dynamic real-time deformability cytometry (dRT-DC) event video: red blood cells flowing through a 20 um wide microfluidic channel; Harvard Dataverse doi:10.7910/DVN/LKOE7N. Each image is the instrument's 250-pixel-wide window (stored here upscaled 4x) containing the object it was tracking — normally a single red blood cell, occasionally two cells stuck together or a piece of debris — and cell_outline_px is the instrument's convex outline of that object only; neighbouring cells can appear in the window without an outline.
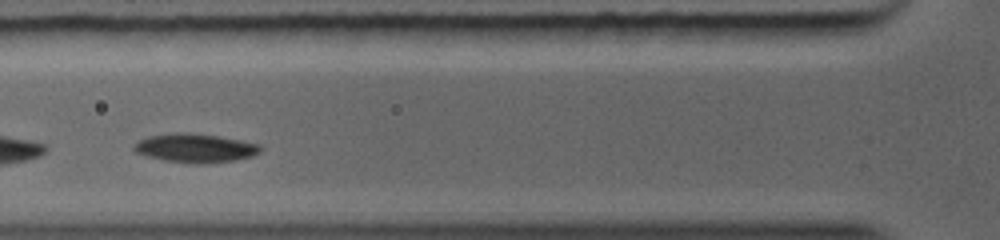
{"species": "common noctule bat (a hibernating species)", "species_latin": "Nyctalus noctula", "temperature_condition": "warm", "stored_images_in_passage": 19, "camera_frame_rate_fps": 5000, "um_per_image_px": 0.085, "animal": {"sex": "female", "body_mass_g": 19.0, "forearm_length_mm": 56.7}, "frame": {"image": 1, "passage_image": 4, "time_ms": 1.2, "image_size_px": [1000, 240], "cell_outline_px": [[260, 152], [252, 156], [236, 160], [200, 164], [196, 164], [164, 160], [148, 156], [136, 152], [132, 148], [132, 144], [148, 136], [172, 132], [192, 132], [220, 136], [260, 144]], "centroid_in_image_um": [16.58, 12.57], "position_along_channel_um": 109.2, "area_um2": 21.39}}